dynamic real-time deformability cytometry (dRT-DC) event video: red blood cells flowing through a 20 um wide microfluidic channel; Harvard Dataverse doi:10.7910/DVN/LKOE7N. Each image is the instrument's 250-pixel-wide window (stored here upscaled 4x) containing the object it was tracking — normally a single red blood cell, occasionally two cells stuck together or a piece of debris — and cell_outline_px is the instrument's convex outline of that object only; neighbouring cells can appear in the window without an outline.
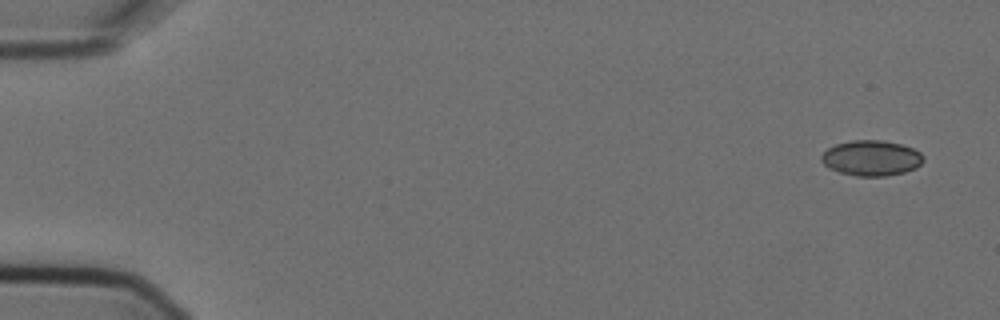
{"species": "Egyptian fruit bat (a non-hibernating species)", "species_latin": "Rousettus aegyptiacus", "temperature_condition": "cold", "stored_images_in_passage": 5, "camera_frame_rate_fps": 3000, "um_per_image_px": 0.085, "animal": {"sex": "female"}, "frame": {"image": 1, "passage_image": 1, "time_ms": 0.0, "image_size_px": [1000, 320], "cell_outline_px": [[924, 160], [916, 168], [904, 172], [884, 176], [856, 176], [840, 172], [828, 168], [820, 160], [820, 156], [828, 148], [836, 144], [852, 140], [884, 140], [900, 144], [912, 148], [920, 152], [924, 156]], "centroid_in_image_um": [74.06, 13.43], "position_along_channel_um": 10.9, "area_um2": 21.1}}